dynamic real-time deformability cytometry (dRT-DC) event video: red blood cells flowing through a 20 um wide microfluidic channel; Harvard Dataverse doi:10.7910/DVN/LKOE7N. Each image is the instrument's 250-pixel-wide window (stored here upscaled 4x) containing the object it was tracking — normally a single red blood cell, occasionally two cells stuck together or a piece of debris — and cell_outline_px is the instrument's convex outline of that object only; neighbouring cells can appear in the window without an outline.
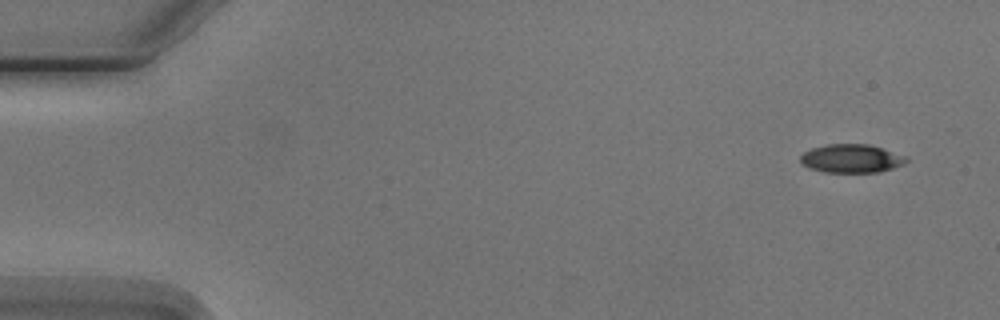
{"species": "Egyptian fruit bat (a non-hibernating species)", "species_latin": "Rousettus aegyptiacus", "temperature_condition": "cold", "stored_images_in_passage": 6, "camera_frame_rate_fps": 3000, "um_per_image_px": 0.085, "animal": {"sex": "male"}, "frame": {"image": 1, "passage_image": 1, "time_ms": 0.0, "image_size_px": [1000, 320], "cell_outline_px": [[908, 160], [904, 164], [880, 172], [824, 172], [808, 168], [800, 164], [800, 156], [804, 152], [812, 148], [828, 144], [868, 144], [908, 156]], "centroid_in_image_um": [72.36, 13.48], "position_along_channel_um": 12.6, "area_um2": 17.69}}
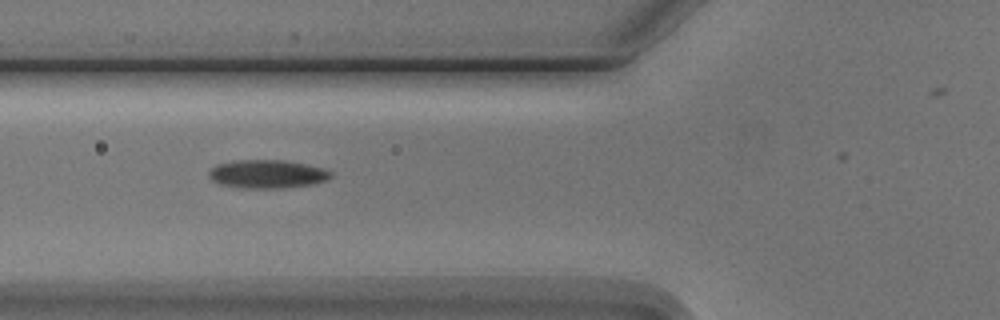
{"frame": {"image": 2, "passage_image": 6, "time_ms": 5.667, "image_size_px": [1000, 320], "cell_outline_px": [[332, 176], [324, 180], [312, 184], [280, 188], [244, 188], [220, 184], [212, 180], [208, 176], [208, 172], [212, 168], [220, 164], [240, 160], [284, 160], [324, 168], [332, 172]], "centroid_in_image_um": [22.72, 14.79], "position_along_channel_um": 103.1, "area_um2": 19.88}}